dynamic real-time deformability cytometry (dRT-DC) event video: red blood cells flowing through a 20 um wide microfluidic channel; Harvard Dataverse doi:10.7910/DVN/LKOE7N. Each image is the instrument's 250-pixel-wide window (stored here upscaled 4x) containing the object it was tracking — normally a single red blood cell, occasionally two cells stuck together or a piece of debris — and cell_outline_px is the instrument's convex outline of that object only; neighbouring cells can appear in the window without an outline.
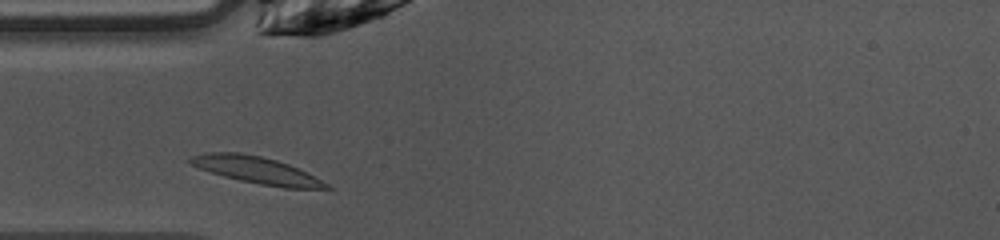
{"species": "common noctule bat (a hibernating species)", "species_latin": "Nyctalus noctula", "temperature_condition": "warm", "stored_images_in_passage": 27, "camera_frame_rate_fps": 3000, "um_per_image_px": 0.085, "animal": {"sex": "female", "body_mass_g": 10.0, "forearm_length_mm": 53.1}, "frame": {"image": 1, "passage_image": 2, "time_ms": 0.333, "image_size_px": [1000, 240], "cell_outline_px": [[332, 188], [284, 188], [260, 184], [240, 180], [224, 176], [188, 164], [188, 160], [192, 156], [204, 152], [240, 152], [260, 156], [276, 160], [288, 164], [328, 184]], "centroid_in_image_um": [21.73, 14.44], "position_along_channel_um": 63.3, "area_um2": 20.87}}
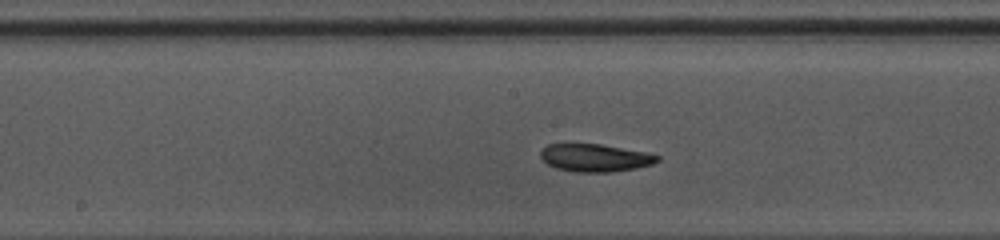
{"frame": {"image": 2, "passage_image": 12, "time_ms": 3.667, "image_size_px": [1000, 240], "cell_outline_px": [[660, 160], [652, 164], [636, 168], [612, 172], [576, 172], [556, 168], [548, 164], [540, 156], [540, 152], [548, 144], [600, 144], [648, 152], [660, 156]], "centroid_in_image_um": [50.62, 13.41], "position_along_channel_um": 197.6, "area_um2": 18.84}}
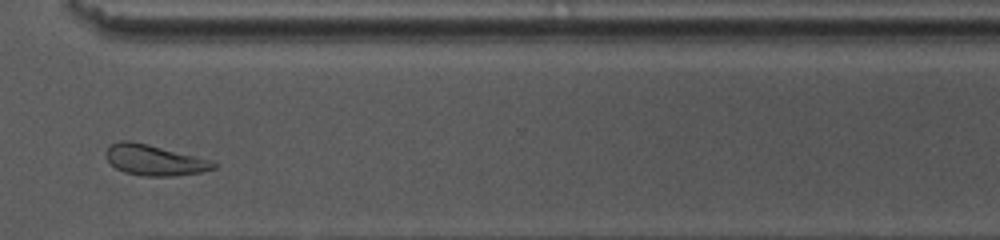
{"frame": {"image": 3, "passage_image": 24, "time_ms": 7.667, "image_size_px": [1000, 240], "cell_outline_px": [[216, 168], [200, 172], [172, 176], [144, 176], [124, 172], [116, 168], [108, 160], [108, 148], [112, 144], [120, 140], [128, 140], [148, 144], [212, 160], [216, 164]], "centroid_in_image_um": [13.15, 13.61], "position_along_channel_um": 357.4, "area_um2": 18.9}, "authors_computed_cell_mechanics": {"area_um2": 18.8428, "velocity_mm_per_s": 4.0097, "shape_relaxation_time_tau1_ms": 4.0198, "shape_relaxation_time_tau2_ms": null, "deformation_change_tau1": 0.1355, "deformation_change_tau2": null}}